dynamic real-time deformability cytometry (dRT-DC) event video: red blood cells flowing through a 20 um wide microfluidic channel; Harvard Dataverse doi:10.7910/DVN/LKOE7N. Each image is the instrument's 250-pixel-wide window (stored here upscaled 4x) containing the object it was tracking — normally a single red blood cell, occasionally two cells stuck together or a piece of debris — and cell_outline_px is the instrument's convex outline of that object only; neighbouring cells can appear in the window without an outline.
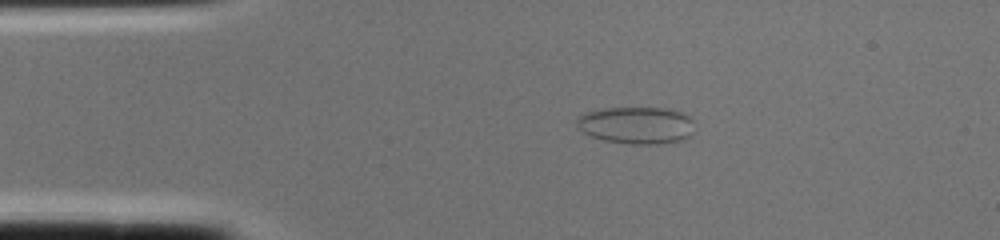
{"species": "common noctule bat (a hibernating species)", "species_latin": "Nyctalus noctula", "temperature_condition": "cold", "stored_images_in_passage": 1, "camera_frame_rate_fps": 3000, "um_per_image_px": 0.085, "animal": {"sex": "female", "body_mass_g": 22.0, "forearm_length_mm": 56.7}, "frame": {"image": 1, "passage_image": 1, "time_ms": 0.0, "image_size_px": [1000, 240], "cell_outline_px": [[692, 132], [684, 140], [660, 144], [632, 144], [604, 140], [592, 136], [584, 132], [576, 124], [576, 120], [580, 116], [588, 112], [604, 108], [664, 108], [680, 112], [688, 116], [692, 120]], "centroid_in_image_um": [54.11, 10.65], "position_along_channel_um": 30.9, "area_um2": 25.2}}